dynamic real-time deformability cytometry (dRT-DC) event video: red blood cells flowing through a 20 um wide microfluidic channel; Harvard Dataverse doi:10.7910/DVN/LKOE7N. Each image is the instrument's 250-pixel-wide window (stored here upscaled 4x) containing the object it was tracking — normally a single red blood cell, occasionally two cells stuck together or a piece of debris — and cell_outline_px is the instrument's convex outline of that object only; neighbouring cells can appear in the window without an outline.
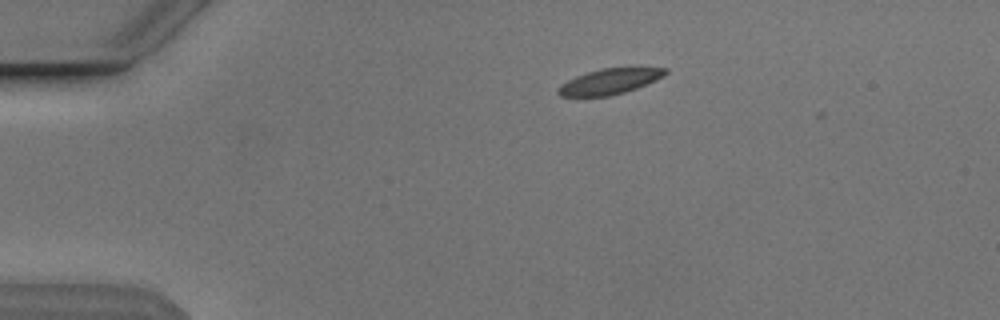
{"species": "Egyptian fruit bat (a non-hibernating species)", "species_latin": "Rousettus aegyptiacus", "temperature_condition": "cold", "stored_images_in_passage": 5, "camera_frame_rate_fps": 3000, "um_per_image_px": 0.085, "animal": {"sex": "male"}, "frame": {"image": 1, "passage_image": 1, "time_ms": 0.0, "image_size_px": [1000, 320], "cell_outline_px": [[668, 72], [664, 76], [656, 80], [636, 88], [624, 92], [608, 96], [560, 96], [556, 92], [556, 88], [560, 84], [576, 76], [600, 68], [628, 64], [636, 64], [668, 68]], "centroid_in_image_um": [51.92, 6.84], "position_along_channel_um": 33.1, "area_um2": 16.94}}